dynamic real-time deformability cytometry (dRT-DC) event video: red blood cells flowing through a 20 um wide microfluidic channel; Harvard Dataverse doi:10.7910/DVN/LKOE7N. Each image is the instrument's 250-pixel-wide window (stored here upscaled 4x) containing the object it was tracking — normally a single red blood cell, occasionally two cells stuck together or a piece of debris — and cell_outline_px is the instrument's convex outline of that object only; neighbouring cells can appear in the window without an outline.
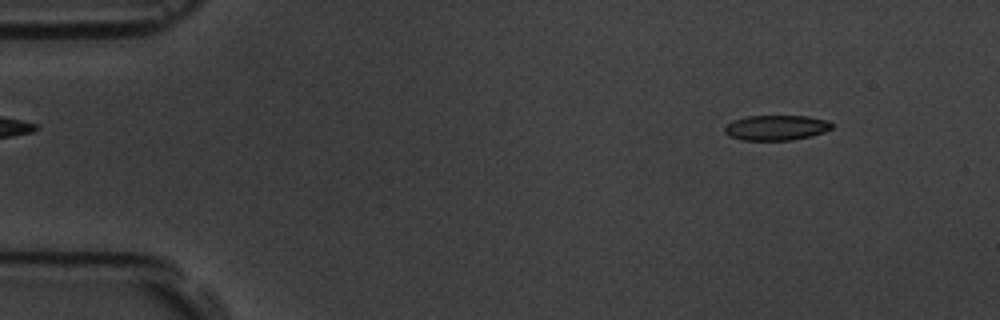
{"species": "common noctule bat (a hibernating species)", "species_latin": "Nyctalus noctula", "temperature_condition": "room temperature", "stored_images_in_passage": 56, "camera_frame_rate_fps": 3000, "um_per_image_px": 0.085, "animal": {"sex": "male", "body_mass_g": 19.5, "forearm_length_mm": 54.6}, "frame": {"image": 1, "passage_image": 6, "time_ms": 1.667, "image_size_px": [1000, 320], "cell_outline_px": [[832, 128], [824, 132], [812, 136], [792, 140], [740, 140], [728, 136], [724, 132], [724, 128], [732, 120], [748, 116], [808, 116], [828, 120], [832, 124]], "centroid_in_image_um": [65.97, 10.86], "position_along_channel_um": 19.0, "area_um2": 15.84}}
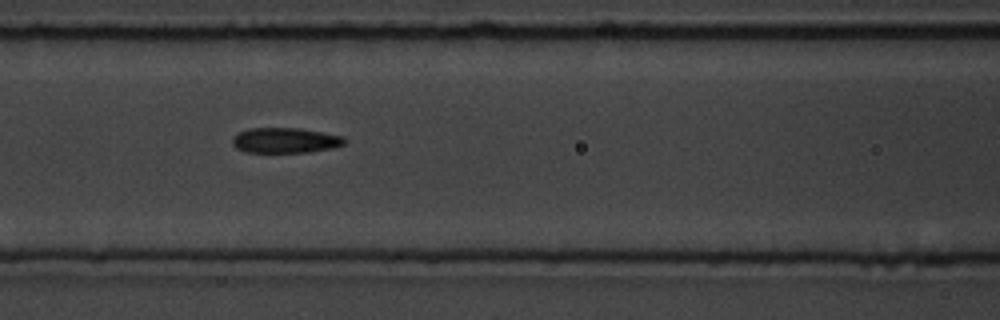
{"frame": {"image": 2, "passage_image": 24, "time_ms": 7.667, "image_size_px": [1000, 320], "cell_outline_px": [[348, 140], [344, 144], [332, 148], [308, 152], [244, 152], [236, 148], [232, 144], [232, 136], [248, 128], [300, 128], [324, 132], [344, 136]], "centroid_in_image_um": [24.25, 11.92], "position_along_channel_um": 142.3, "area_um2": 16.7}}
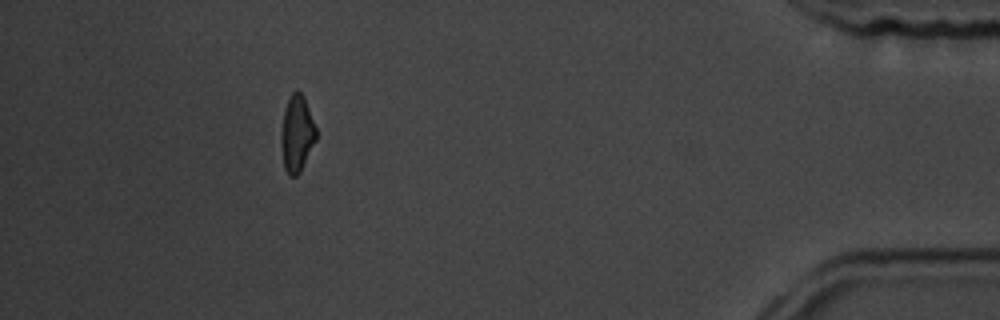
{"frame": {"image": 3, "passage_image": 51, "time_ms": 16.667, "image_size_px": [1000, 320], "cell_outline_px": [[316, 140], [300, 172], [296, 176], [288, 176], [284, 168], [280, 140], [280, 132], [284, 108], [292, 92], [296, 88], [304, 96], [316, 128]], "centroid_in_image_um": [25.21, 11.35], "position_along_channel_um": 410.0, "area_um2": 15.78}, "authors_computed_cell_mechanics": {"area_um2": 16.6464, "velocity_mm_per_s": 3.6118, "shape_relaxation_time_tau1_ms": 4.7201, "shape_relaxation_time_tau2_ms": 3.5002, "deformation_change_tau1": 0.1455, "deformation_change_tau2": 0.0983}}